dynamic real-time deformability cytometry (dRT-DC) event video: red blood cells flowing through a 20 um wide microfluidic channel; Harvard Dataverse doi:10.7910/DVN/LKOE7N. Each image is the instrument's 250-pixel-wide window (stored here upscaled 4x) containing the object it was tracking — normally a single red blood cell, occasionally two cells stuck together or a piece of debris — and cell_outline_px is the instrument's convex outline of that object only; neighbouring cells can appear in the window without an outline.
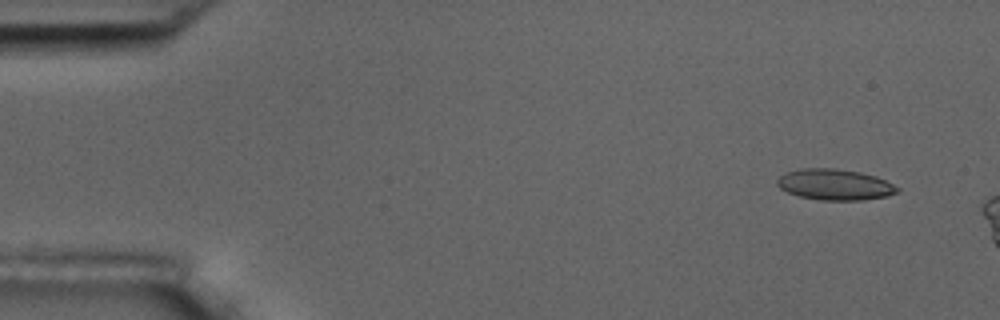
{"species": "common noctule bat (a hibernating species)", "species_latin": "Nyctalus noctula", "temperature_condition": "room temperature", "stored_images_in_passage": 3, "camera_frame_rate_fps": 3000, "um_per_image_px": 0.085, "animal": {"sex": "male", "body_mass_g": 17.5, "forearm_length_mm": 52.3}, "frame": {"image": 1, "passage_image": 1, "time_ms": 0.0, "image_size_px": [1000, 320], "cell_outline_px": [[900, 188], [896, 192], [888, 196], [864, 200], [820, 200], [800, 196], [788, 192], [780, 188], [776, 184], [776, 180], [784, 172], [800, 168], [832, 168], [860, 172], [876, 176]], "centroid_in_image_um": [70.93, 15.68], "position_along_channel_um": 14.1, "area_um2": 21.68}}